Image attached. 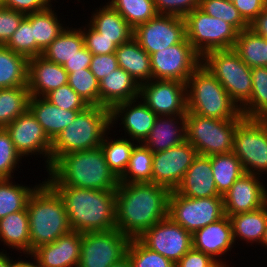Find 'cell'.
Here are the masks:
<instances>
[{"label":"cell","instance_id":"43","mask_svg":"<svg viewBox=\"0 0 267 267\" xmlns=\"http://www.w3.org/2000/svg\"><path fill=\"white\" fill-rule=\"evenodd\" d=\"M68 84L89 106H100L99 81L89 68L68 73Z\"/></svg>","mask_w":267,"mask_h":267},{"label":"cell","instance_id":"11","mask_svg":"<svg viewBox=\"0 0 267 267\" xmlns=\"http://www.w3.org/2000/svg\"><path fill=\"white\" fill-rule=\"evenodd\" d=\"M224 216L223 196L189 198L171 191L168 217L191 234Z\"/></svg>","mask_w":267,"mask_h":267},{"label":"cell","instance_id":"21","mask_svg":"<svg viewBox=\"0 0 267 267\" xmlns=\"http://www.w3.org/2000/svg\"><path fill=\"white\" fill-rule=\"evenodd\" d=\"M82 233L71 231L52 243L38 246L31 255L39 267H78Z\"/></svg>","mask_w":267,"mask_h":267},{"label":"cell","instance_id":"42","mask_svg":"<svg viewBox=\"0 0 267 267\" xmlns=\"http://www.w3.org/2000/svg\"><path fill=\"white\" fill-rule=\"evenodd\" d=\"M108 3L133 29L158 15L154 0H109Z\"/></svg>","mask_w":267,"mask_h":267},{"label":"cell","instance_id":"27","mask_svg":"<svg viewBox=\"0 0 267 267\" xmlns=\"http://www.w3.org/2000/svg\"><path fill=\"white\" fill-rule=\"evenodd\" d=\"M29 110L42 126L44 132L53 141L68 124L73 122L80 111L65 110L48 101L45 97L31 96Z\"/></svg>","mask_w":267,"mask_h":267},{"label":"cell","instance_id":"12","mask_svg":"<svg viewBox=\"0 0 267 267\" xmlns=\"http://www.w3.org/2000/svg\"><path fill=\"white\" fill-rule=\"evenodd\" d=\"M129 241L118 229L82 233L78 267H110L126 255Z\"/></svg>","mask_w":267,"mask_h":267},{"label":"cell","instance_id":"2","mask_svg":"<svg viewBox=\"0 0 267 267\" xmlns=\"http://www.w3.org/2000/svg\"><path fill=\"white\" fill-rule=\"evenodd\" d=\"M51 186L115 191L119 178L107 165L101 147L61 155L47 171Z\"/></svg>","mask_w":267,"mask_h":267},{"label":"cell","instance_id":"15","mask_svg":"<svg viewBox=\"0 0 267 267\" xmlns=\"http://www.w3.org/2000/svg\"><path fill=\"white\" fill-rule=\"evenodd\" d=\"M140 99L157 115H186L187 85L177 80H155L140 85Z\"/></svg>","mask_w":267,"mask_h":267},{"label":"cell","instance_id":"28","mask_svg":"<svg viewBox=\"0 0 267 267\" xmlns=\"http://www.w3.org/2000/svg\"><path fill=\"white\" fill-rule=\"evenodd\" d=\"M91 15L88 23L118 47L133 38L134 29L109 3L99 7Z\"/></svg>","mask_w":267,"mask_h":267},{"label":"cell","instance_id":"25","mask_svg":"<svg viewBox=\"0 0 267 267\" xmlns=\"http://www.w3.org/2000/svg\"><path fill=\"white\" fill-rule=\"evenodd\" d=\"M186 141V115L158 116L142 143L152 153L164 151Z\"/></svg>","mask_w":267,"mask_h":267},{"label":"cell","instance_id":"16","mask_svg":"<svg viewBox=\"0 0 267 267\" xmlns=\"http://www.w3.org/2000/svg\"><path fill=\"white\" fill-rule=\"evenodd\" d=\"M5 129L10 134L13 145L21 157L32 154H34L33 156L36 154V157L43 156L46 159L45 168L49 169L52 141L29 109L7 125Z\"/></svg>","mask_w":267,"mask_h":267},{"label":"cell","instance_id":"61","mask_svg":"<svg viewBox=\"0 0 267 267\" xmlns=\"http://www.w3.org/2000/svg\"><path fill=\"white\" fill-rule=\"evenodd\" d=\"M261 247H265V250L267 248V225H266V229H265V233H264V237L262 239V242H261Z\"/></svg>","mask_w":267,"mask_h":267},{"label":"cell","instance_id":"3","mask_svg":"<svg viewBox=\"0 0 267 267\" xmlns=\"http://www.w3.org/2000/svg\"><path fill=\"white\" fill-rule=\"evenodd\" d=\"M62 198L72 231L116 229V191L52 186Z\"/></svg>","mask_w":267,"mask_h":267},{"label":"cell","instance_id":"44","mask_svg":"<svg viewBox=\"0 0 267 267\" xmlns=\"http://www.w3.org/2000/svg\"><path fill=\"white\" fill-rule=\"evenodd\" d=\"M199 8L209 16L231 24L238 32L249 28V24L229 0H200Z\"/></svg>","mask_w":267,"mask_h":267},{"label":"cell","instance_id":"4","mask_svg":"<svg viewBox=\"0 0 267 267\" xmlns=\"http://www.w3.org/2000/svg\"><path fill=\"white\" fill-rule=\"evenodd\" d=\"M26 209L30 229V254L38 246L52 243L72 231L62 198L46 180L29 196Z\"/></svg>","mask_w":267,"mask_h":267},{"label":"cell","instance_id":"29","mask_svg":"<svg viewBox=\"0 0 267 267\" xmlns=\"http://www.w3.org/2000/svg\"><path fill=\"white\" fill-rule=\"evenodd\" d=\"M118 66L128 72L139 85L153 79L150 55L132 38L115 51Z\"/></svg>","mask_w":267,"mask_h":267},{"label":"cell","instance_id":"51","mask_svg":"<svg viewBox=\"0 0 267 267\" xmlns=\"http://www.w3.org/2000/svg\"><path fill=\"white\" fill-rule=\"evenodd\" d=\"M25 14L8 9L0 4V45H6L18 29Z\"/></svg>","mask_w":267,"mask_h":267},{"label":"cell","instance_id":"30","mask_svg":"<svg viewBox=\"0 0 267 267\" xmlns=\"http://www.w3.org/2000/svg\"><path fill=\"white\" fill-rule=\"evenodd\" d=\"M232 226L234 243L246 241L261 244L267 225V203L261 208L228 216ZM237 238V239H236Z\"/></svg>","mask_w":267,"mask_h":267},{"label":"cell","instance_id":"50","mask_svg":"<svg viewBox=\"0 0 267 267\" xmlns=\"http://www.w3.org/2000/svg\"><path fill=\"white\" fill-rule=\"evenodd\" d=\"M158 15H173L185 18L198 8L200 0H154Z\"/></svg>","mask_w":267,"mask_h":267},{"label":"cell","instance_id":"46","mask_svg":"<svg viewBox=\"0 0 267 267\" xmlns=\"http://www.w3.org/2000/svg\"><path fill=\"white\" fill-rule=\"evenodd\" d=\"M5 46L27 59L35 57V39H33L31 13L27 14L21 21L20 26Z\"/></svg>","mask_w":267,"mask_h":267},{"label":"cell","instance_id":"37","mask_svg":"<svg viewBox=\"0 0 267 267\" xmlns=\"http://www.w3.org/2000/svg\"><path fill=\"white\" fill-rule=\"evenodd\" d=\"M252 93L250 99L240 108L246 118L267 119V67L251 70Z\"/></svg>","mask_w":267,"mask_h":267},{"label":"cell","instance_id":"49","mask_svg":"<svg viewBox=\"0 0 267 267\" xmlns=\"http://www.w3.org/2000/svg\"><path fill=\"white\" fill-rule=\"evenodd\" d=\"M82 31L84 46L95 55L115 53L118 46L97 32L90 24L80 28Z\"/></svg>","mask_w":267,"mask_h":267},{"label":"cell","instance_id":"45","mask_svg":"<svg viewBox=\"0 0 267 267\" xmlns=\"http://www.w3.org/2000/svg\"><path fill=\"white\" fill-rule=\"evenodd\" d=\"M126 254L133 267H175L171 260L150 250L138 238L130 239Z\"/></svg>","mask_w":267,"mask_h":267},{"label":"cell","instance_id":"1","mask_svg":"<svg viewBox=\"0 0 267 267\" xmlns=\"http://www.w3.org/2000/svg\"><path fill=\"white\" fill-rule=\"evenodd\" d=\"M116 191V229L130 239L168 217L171 190L152 183H119Z\"/></svg>","mask_w":267,"mask_h":267},{"label":"cell","instance_id":"19","mask_svg":"<svg viewBox=\"0 0 267 267\" xmlns=\"http://www.w3.org/2000/svg\"><path fill=\"white\" fill-rule=\"evenodd\" d=\"M260 177V178H259ZM256 174L245 173L223 196L225 215L257 210L267 203V187Z\"/></svg>","mask_w":267,"mask_h":267},{"label":"cell","instance_id":"34","mask_svg":"<svg viewBox=\"0 0 267 267\" xmlns=\"http://www.w3.org/2000/svg\"><path fill=\"white\" fill-rule=\"evenodd\" d=\"M233 49L250 68L267 67V39L252 29L238 33Z\"/></svg>","mask_w":267,"mask_h":267},{"label":"cell","instance_id":"59","mask_svg":"<svg viewBox=\"0 0 267 267\" xmlns=\"http://www.w3.org/2000/svg\"><path fill=\"white\" fill-rule=\"evenodd\" d=\"M4 251L5 250L3 249V251L0 252V267H11L13 259L11 258V256H9V254H7L6 251Z\"/></svg>","mask_w":267,"mask_h":267},{"label":"cell","instance_id":"36","mask_svg":"<svg viewBox=\"0 0 267 267\" xmlns=\"http://www.w3.org/2000/svg\"><path fill=\"white\" fill-rule=\"evenodd\" d=\"M211 167L218 194L221 196L245 174L240 160L233 152L212 155Z\"/></svg>","mask_w":267,"mask_h":267},{"label":"cell","instance_id":"31","mask_svg":"<svg viewBox=\"0 0 267 267\" xmlns=\"http://www.w3.org/2000/svg\"><path fill=\"white\" fill-rule=\"evenodd\" d=\"M0 240L23 254H30V229L27 209L0 219Z\"/></svg>","mask_w":267,"mask_h":267},{"label":"cell","instance_id":"22","mask_svg":"<svg viewBox=\"0 0 267 267\" xmlns=\"http://www.w3.org/2000/svg\"><path fill=\"white\" fill-rule=\"evenodd\" d=\"M233 245L235 243L232 226L227 215L192 234V247L211 256L217 262L227 263L221 258L235 247Z\"/></svg>","mask_w":267,"mask_h":267},{"label":"cell","instance_id":"26","mask_svg":"<svg viewBox=\"0 0 267 267\" xmlns=\"http://www.w3.org/2000/svg\"><path fill=\"white\" fill-rule=\"evenodd\" d=\"M100 106L112 109L116 104L140 96L139 83L118 67L99 81Z\"/></svg>","mask_w":267,"mask_h":267},{"label":"cell","instance_id":"8","mask_svg":"<svg viewBox=\"0 0 267 267\" xmlns=\"http://www.w3.org/2000/svg\"><path fill=\"white\" fill-rule=\"evenodd\" d=\"M201 63L225 88L230 98L241 108L251 97V70L234 51L213 50L201 58Z\"/></svg>","mask_w":267,"mask_h":267},{"label":"cell","instance_id":"20","mask_svg":"<svg viewBox=\"0 0 267 267\" xmlns=\"http://www.w3.org/2000/svg\"><path fill=\"white\" fill-rule=\"evenodd\" d=\"M157 117L139 97L118 103L110 110L111 128L120 119L125 135L138 144L147 138Z\"/></svg>","mask_w":267,"mask_h":267},{"label":"cell","instance_id":"7","mask_svg":"<svg viewBox=\"0 0 267 267\" xmlns=\"http://www.w3.org/2000/svg\"><path fill=\"white\" fill-rule=\"evenodd\" d=\"M244 118L219 120L198 114L186 113V141L198 155L212 156L233 152L234 133L237 124Z\"/></svg>","mask_w":267,"mask_h":267},{"label":"cell","instance_id":"10","mask_svg":"<svg viewBox=\"0 0 267 267\" xmlns=\"http://www.w3.org/2000/svg\"><path fill=\"white\" fill-rule=\"evenodd\" d=\"M233 153L245 173L267 175V119L244 117L236 126Z\"/></svg>","mask_w":267,"mask_h":267},{"label":"cell","instance_id":"62","mask_svg":"<svg viewBox=\"0 0 267 267\" xmlns=\"http://www.w3.org/2000/svg\"><path fill=\"white\" fill-rule=\"evenodd\" d=\"M212 267H229L226 263L216 262Z\"/></svg>","mask_w":267,"mask_h":267},{"label":"cell","instance_id":"47","mask_svg":"<svg viewBox=\"0 0 267 267\" xmlns=\"http://www.w3.org/2000/svg\"><path fill=\"white\" fill-rule=\"evenodd\" d=\"M21 160L22 157L16 151L10 134L5 128H0V179L14 178V171H17V166L19 169Z\"/></svg>","mask_w":267,"mask_h":267},{"label":"cell","instance_id":"52","mask_svg":"<svg viewBox=\"0 0 267 267\" xmlns=\"http://www.w3.org/2000/svg\"><path fill=\"white\" fill-rule=\"evenodd\" d=\"M118 67L115 53L100 55L93 54L89 69L96 79L100 81Z\"/></svg>","mask_w":267,"mask_h":267},{"label":"cell","instance_id":"39","mask_svg":"<svg viewBox=\"0 0 267 267\" xmlns=\"http://www.w3.org/2000/svg\"><path fill=\"white\" fill-rule=\"evenodd\" d=\"M110 130L107 132V135H104L102 143L100 145L101 149L104 152L105 160L110 169L114 172V174L120 178L129 163V159L131 157L133 148L135 147V142L130 141L129 138H124L126 136H122L121 138L108 137Z\"/></svg>","mask_w":267,"mask_h":267},{"label":"cell","instance_id":"35","mask_svg":"<svg viewBox=\"0 0 267 267\" xmlns=\"http://www.w3.org/2000/svg\"><path fill=\"white\" fill-rule=\"evenodd\" d=\"M84 46L80 28L66 27L65 30L42 52L45 59L64 65Z\"/></svg>","mask_w":267,"mask_h":267},{"label":"cell","instance_id":"41","mask_svg":"<svg viewBox=\"0 0 267 267\" xmlns=\"http://www.w3.org/2000/svg\"><path fill=\"white\" fill-rule=\"evenodd\" d=\"M153 155L146 146L137 143L124 174L119 178L120 183L152 182Z\"/></svg>","mask_w":267,"mask_h":267},{"label":"cell","instance_id":"6","mask_svg":"<svg viewBox=\"0 0 267 267\" xmlns=\"http://www.w3.org/2000/svg\"><path fill=\"white\" fill-rule=\"evenodd\" d=\"M187 111L219 120L236 119L241 110L201 63L187 81Z\"/></svg>","mask_w":267,"mask_h":267},{"label":"cell","instance_id":"57","mask_svg":"<svg viewBox=\"0 0 267 267\" xmlns=\"http://www.w3.org/2000/svg\"><path fill=\"white\" fill-rule=\"evenodd\" d=\"M249 28L267 39V7L252 21Z\"/></svg>","mask_w":267,"mask_h":267},{"label":"cell","instance_id":"13","mask_svg":"<svg viewBox=\"0 0 267 267\" xmlns=\"http://www.w3.org/2000/svg\"><path fill=\"white\" fill-rule=\"evenodd\" d=\"M155 80H177L187 84L193 71L201 64V57L187 38L182 42L150 55Z\"/></svg>","mask_w":267,"mask_h":267},{"label":"cell","instance_id":"23","mask_svg":"<svg viewBox=\"0 0 267 267\" xmlns=\"http://www.w3.org/2000/svg\"><path fill=\"white\" fill-rule=\"evenodd\" d=\"M68 83V72L62 65L43 56L28 59V89L31 96L45 97Z\"/></svg>","mask_w":267,"mask_h":267},{"label":"cell","instance_id":"33","mask_svg":"<svg viewBox=\"0 0 267 267\" xmlns=\"http://www.w3.org/2000/svg\"><path fill=\"white\" fill-rule=\"evenodd\" d=\"M28 86V59L0 45V89Z\"/></svg>","mask_w":267,"mask_h":267},{"label":"cell","instance_id":"5","mask_svg":"<svg viewBox=\"0 0 267 267\" xmlns=\"http://www.w3.org/2000/svg\"><path fill=\"white\" fill-rule=\"evenodd\" d=\"M111 128L110 109L88 106L52 141L51 165L66 153L100 147Z\"/></svg>","mask_w":267,"mask_h":267},{"label":"cell","instance_id":"60","mask_svg":"<svg viewBox=\"0 0 267 267\" xmlns=\"http://www.w3.org/2000/svg\"><path fill=\"white\" fill-rule=\"evenodd\" d=\"M110 267H133V266L131 260L126 254L123 258L112 264Z\"/></svg>","mask_w":267,"mask_h":267},{"label":"cell","instance_id":"17","mask_svg":"<svg viewBox=\"0 0 267 267\" xmlns=\"http://www.w3.org/2000/svg\"><path fill=\"white\" fill-rule=\"evenodd\" d=\"M138 239L174 264L192 248V234L169 217L146 230Z\"/></svg>","mask_w":267,"mask_h":267},{"label":"cell","instance_id":"55","mask_svg":"<svg viewBox=\"0 0 267 267\" xmlns=\"http://www.w3.org/2000/svg\"><path fill=\"white\" fill-rule=\"evenodd\" d=\"M217 261L193 247L182 256L175 267H212Z\"/></svg>","mask_w":267,"mask_h":267},{"label":"cell","instance_id":"40","mask_svg":"<svg viewBox=\"0 0 267 267\" xmlns=\"http://www.w3.org/2000/svg\"><path fill=\"white\" fill-rule=\"evenodd\" d=\"M13 178L0 179V219L7 215L24 210L32 192L39 184L33 187L12 182Z\"/></svg>","mask_w":267,"mask_h":267},{"label":"cell","instance_id":"48","mask_svg":"<svg viewBox=\"0 0 267 267\" xmlns=\"http://www.w3.org/2000/svg\"><path fill=\"white\" fill-rule=\"evenodd\" d=\"M45 98L55 106L65 110H84L89 106L68 83L49 92Z\"/></svg>","mask_w":267,"mask_h":267},{"label":"cell","instance_id":"58","mask_svg":"<svg viewBox=\"0 0 267 267\" xmlns=\"http://www.w3.org/2000/svg\"><path fill=\"white\" fill-rule=\"evenodd\" d=\"M32 259L33 262H30L29 260L25 261L24 260H19V261H12L11 263V267H39V264L37 262V260L31 255V254H27V256L25 255V257Z\"/></svg>","mask_w":267,"mask_h":267},{"label":"cell","instance_id":"32","mask_svg":"<svg viewBox=\"0 0 267 267\" xmlns=\"http://www.w3.org/2000/svg\"><path fill=\"white\" fill-rule=\"evenodd\" d=\"M52 7L51 5L44 11L31 13V26L33 39H35V57L40 56L66 28L58 19L57 12H54L55 10Z\"/></svg>","mask_w":267,"mask_h":267},{"label":"cell","instance_id":"18","mask_svg":"<svg viewBox=\"0 0 267 267\" xmlns=\"http://www.w3.org/2000/svg\"><path fill=\"white\" fill-rule=\"evenodd\" d=\"M198 156L196 149L188 142L159 151L153 155L152 183L175 190Z\"/></svg>","mask_w":267,"mask_h":267},{"label":"cell","instance_id":"54","mask_svg":"<svg viewBox=\"0 0 267 267\" xmlns=\"http://www.w3.org/2000/svg\"><path fill=\"white\" fill-rule=\"evenodd\" d=\"M234 4L242 18L250 25L267 7V0H229Z\"/></svg>","mask_w":267,"mask_h":267},{"label":"cell","instance_id":"38","mask_svg":"<svg viewBox=\"0 0 267 267\" xmlns=\"http://www.w3.org/2000/svg\"><path fill=\"white\" fill-rule=\"evenodd\" d=\"M28 86L0 89V128H5L29 109Z\"/></svg>","mask_w":267,"mask_h":267},{"label":"cell","instance_id":"53","mask_svg":"<svg viewBox=\"0 0 267 267\" xmlns=\"http://www.w3.org/2000/svg\"><path fill=\"white\" fill-rule=\"evenodd\" d=\"M53 0H3L0 4L25 15L48 9Z\"/></svg>","mask_w":267,"mask_h":267},{"label":"cell","instance_id":"24","mask_svg":"<svg viewBox=\"0 0 267 267\" xmlns=\"http://www.w3.org/2000/svg\"><path fill=\"white\" fill-rule=\"evenodd\" d=\"M175 191L189 198L221 196L215 185L211 156L198 155Z\"/></svg>","mask_w":267,"mask_h":267},{"label":"cell","instance_id":"56","mask_svg":"<svg viewBox=\"0 0 267 267\" xmlns=\"http://www.w3.org/2000/svg\"><path fill=\"white\" fill-rule=\"evenodd\" d=\"M92 57L93 54L85 46H83L77 51L76 55L63 65V67L68 73L79 71L82 68H89Z\"/></svg>","mask_w":267,"mask_h":267},{"label":"cell","instance_id":"9","mask_svg":"<svg viewBox=\"0 0 267 267\" xmlns=\"http://www.w3.org/2000/svg\"><path fill=\"white\" fill-rule=\"evenodd\" d=\"M184 20L186 38L201 58L213 50L233 49L239 32L231 24L209 16L199 7Z\"/></svg>","mask_w":267,"mask_h":267},{"label":"cell","instance_id":"14","mask_svg":"<svg viewBox=\"0 0 267 267\" xmlns=\"http://www.w3.org/2000/svg\"><path fill=\"white\" fill-rule=\"evenodd\" d=\"M133 38L149 54L166 49L186 38L184 18L173 15H157L134 29Z\"/></svg>","mask_w":267,"mask_h":267}]
</instances>
